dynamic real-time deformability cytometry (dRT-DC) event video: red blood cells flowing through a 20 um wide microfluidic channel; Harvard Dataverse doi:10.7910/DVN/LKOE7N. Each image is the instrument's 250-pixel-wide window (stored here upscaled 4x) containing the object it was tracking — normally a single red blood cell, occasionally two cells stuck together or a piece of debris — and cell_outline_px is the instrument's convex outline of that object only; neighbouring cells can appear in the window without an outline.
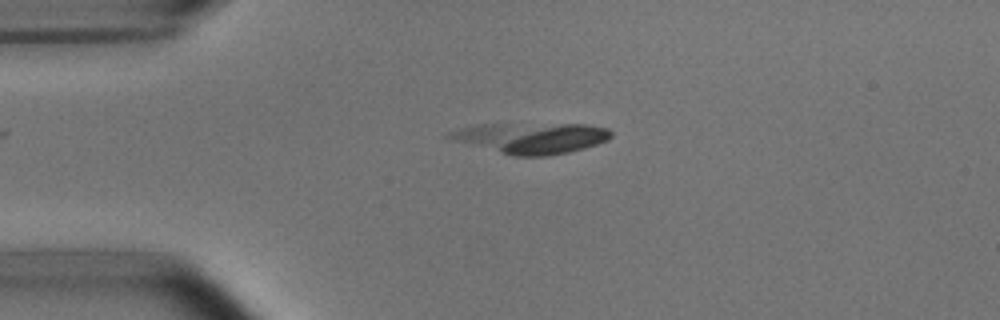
{"species": "common noctule bat (a hibernating species)", "species_latin": "Nyctalus noctula", "temperature_condition": "room temperature", "stored_images_in_passage": 46, "camera_frame_rate_fps": 3000, "um_per_image_px": 0.085, "animal": {"sex": "male", "body_mass_g": 15.6}, "frame": {"image": 1, "passage_image": 6, "time_ms": 1.667, "image_size_px": [1000, 320], "cell_outline_px": [[612, 136], [608, 140], [584, 148], [568, 152], [548, 156], [512, 156], [452, 140], [444, 136], [448, 132], [472, 124], [588, 124], [608, 128], [612, 132]], "centroid_in_image_um": [45.13, 11.72], "position_along_channel_um": 39.9, "area_um2": 29.3}}
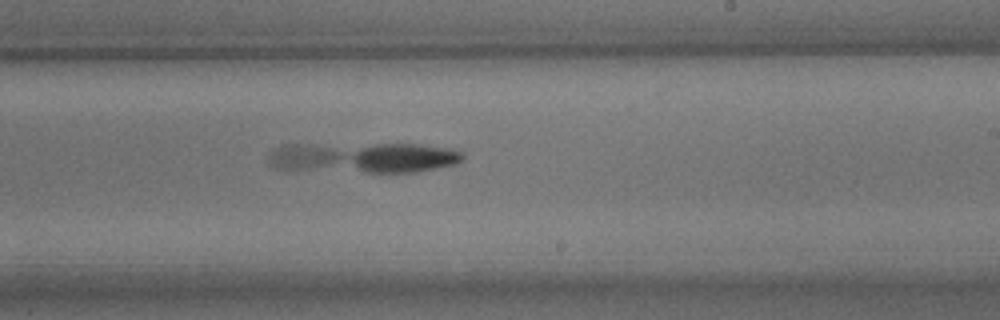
{"frame": {"image": 2, "passage_image": 25, "time_ms": 8.0, "image_size_px": [1000, 320], "cell_outline_px": [[464, 160], [456, 164], [416, 172], [364, 172], [276, 168], [268, 160], [268, 152], [272, 148], [280, 144], [420, 144], [452, 148], [464, 152]], "centroid_in_image_um": [30.92, 13.37], "position_along_channel_um": 258.1, "area_um2": 34.91}}
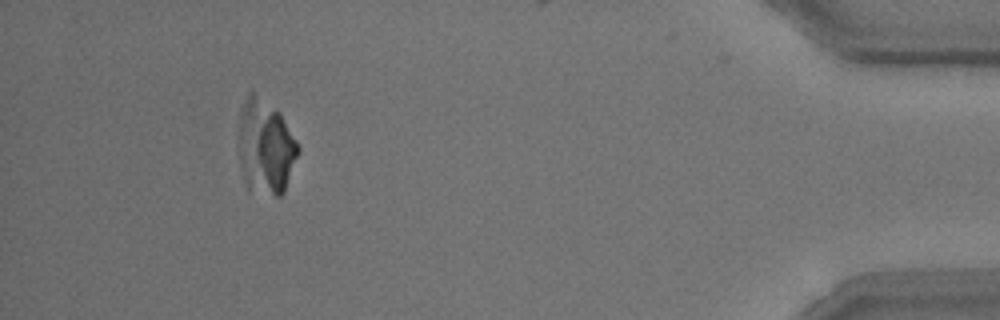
{"frame": {"image": 3, "passage_image": 42, "time_ms": 13.667, "image_size_px": [1000, 320], "cell_outline_px": [[300, 152], [284, 192], [280, 196], [276, 196], [248, 192], [240, 164], [240, 112], [244, 100], [248, 92], [252, 88], [280, 112], [296, 140], [300, 148]], "centroid_in_image_um": [22.58, 12.49], "position_along_channel_um": 412.6, "area_um2": 33.29}}